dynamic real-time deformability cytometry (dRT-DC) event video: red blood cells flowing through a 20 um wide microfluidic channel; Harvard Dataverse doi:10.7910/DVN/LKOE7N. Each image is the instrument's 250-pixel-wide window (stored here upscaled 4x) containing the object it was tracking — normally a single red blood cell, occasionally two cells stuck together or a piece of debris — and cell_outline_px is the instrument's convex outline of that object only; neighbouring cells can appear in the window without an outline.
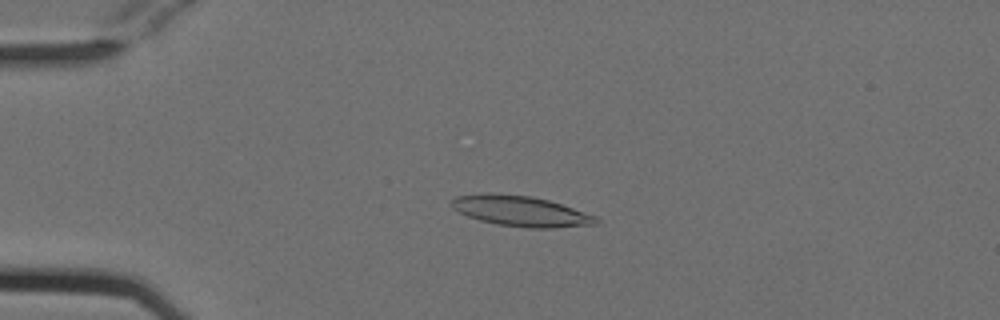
{"species": "Egyptian fruit bat (a non-hibernating species)", "species_latin": "Rousettus aegyptiacus", "temperature_condition": "cold", "stored_images_in_passage": 52, "camera_frame_rate_fps": 3000, "um_per_image_px": 0.085, "animal": {"sex": "female"}, "frame": {"image": 1, "passage_image": 12, "time_ms": 3.667, "image_size_px": [1000, 320], "cell_outline_px": [[600, 224], [556, 228], [528, 228], [496, 224], [480, 220], [468, 216], [452, 208], [452, 200], [456, 196], [484, 192], [488, 192], [532, 196], [548, 200], [596, 216], [600, 220]], "centroid_in_image_um": [44.27, 17.94], "position_along_channel_um": 40.7, "area_um2": 25.78}}
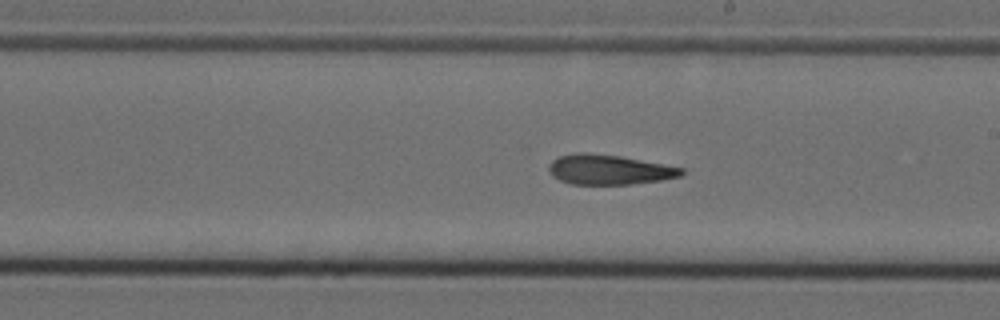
{"frame": {"image": 2, "passage_image": 30, "time_ms": 9.667, "image_size_px": [1000, 320], "cell_outline_px": [[684, 172], [680, 176], [660, 180], [628, 184], [572, 184], [560, 180], [552, 176], [548, 168], [548, 164], [552, 160], [560, 156], [576, 152], [588, 152], [620, 156], [684, 168]], "centroid_in_image_um": [51.73, 14.41], "position_along_channel_um": 237.3, "area_um2": 23.0}}
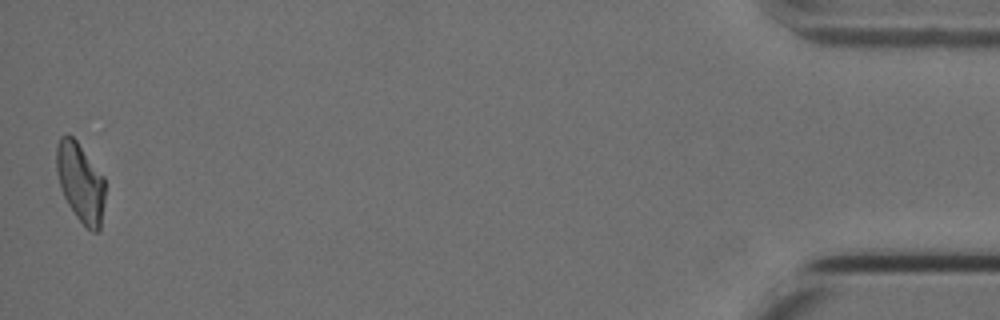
{"frame": {"image": 3, "passage_image": 52, "time_ms": 17.0, "image_size_px": [1000, 320], "cell_outline_px": [[104, 200], [100, 228], [96, 232], [92, 232], [76, 216], [68, 204], [60, 188], [56, 172], [56, 144], [60, 136], [68, 132], [76, 140], [104, 176]], "centroid_in_image_um": [6.81, 15.45], "position_along_channel_um": 428.4, "area_um2": 22.48}, "authors_computed_cell_mechanics": {"area_um2": 23.8714, "velocity_mm_per_s": 3.8003, "shape_relaxation_time_tau1_ms": 7.0616, "shape_relaxation_time_tau2_ms": 4.4256, "deformation_change_tau1": 0.2088, "deformation_change_tau2": 0.1516}}